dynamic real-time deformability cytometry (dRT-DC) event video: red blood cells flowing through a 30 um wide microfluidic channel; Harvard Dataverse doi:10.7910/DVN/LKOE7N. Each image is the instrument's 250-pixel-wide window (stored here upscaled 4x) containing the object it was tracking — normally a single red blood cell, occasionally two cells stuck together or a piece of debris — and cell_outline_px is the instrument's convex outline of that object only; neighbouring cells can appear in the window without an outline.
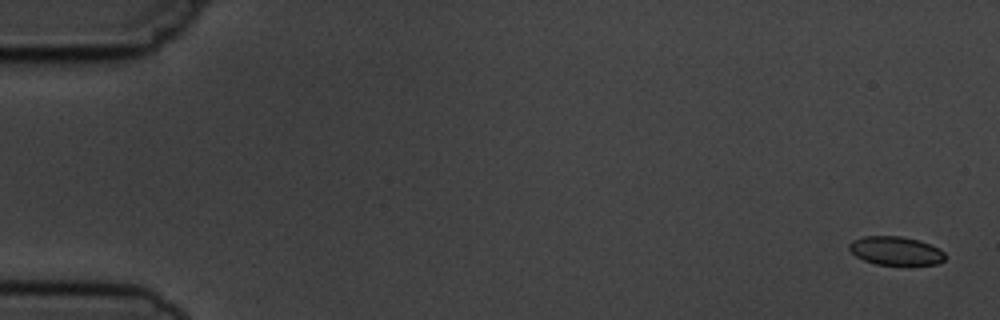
{"species": "common noctule bat (a hibernating species)", "species_latin": "Nyctalus noctula", "temperature_condition": "cold", "stored_images_in_passage": 5, "camera_frame_rate_fps": 3000, "um_per_image_px": 0.085, "animal": {"sex": "male", "body_mass_g": 19.5, "forearm_length_mm": 54.6}, "frame": {"image": 1, "passage_image": 1, "time_ms": 0.0, "image_size_px": [1000, 320], "cell_outline_px": [[944, 260], [940, 264], [876, 264], [864, 260], [856, 256], [848, 248], [848, 244], [852, 240], [864, 236], [900, 236], [920, 240], [940, 248], [944, 252]], "centroid_in_image_um": [76.14, 21.3], "position_along_channel_um": 8.9, "area_um2": 15.95}}
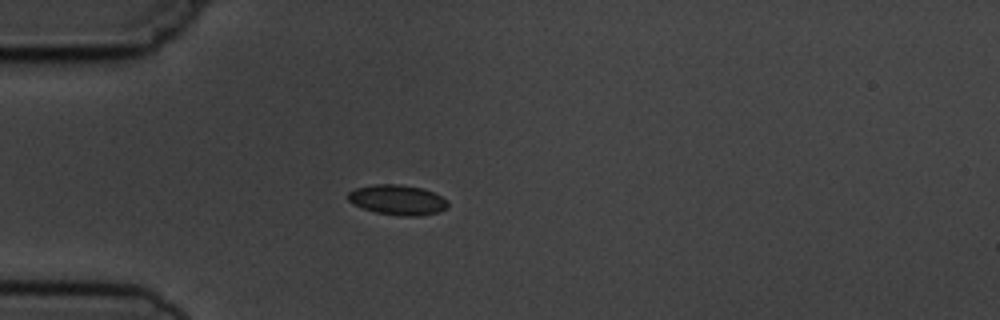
{"frame": {"image": 2, "passage_image": 5, "time_ms": 4.667, "image_size_px": [1000, 320], "cell_outline_px": [[448, 208], [436, 212], [420, 216], [400, 216], [376, 212], [352, 204], [348, 200], [348, 192], [356, 188], [372, 184], [400, 184], [424, 188], [448, 200]], "centroid_in_image_um": [33.79, 16.98], "position_along_channel_um": 51.2, "area_um2": 17.57}}